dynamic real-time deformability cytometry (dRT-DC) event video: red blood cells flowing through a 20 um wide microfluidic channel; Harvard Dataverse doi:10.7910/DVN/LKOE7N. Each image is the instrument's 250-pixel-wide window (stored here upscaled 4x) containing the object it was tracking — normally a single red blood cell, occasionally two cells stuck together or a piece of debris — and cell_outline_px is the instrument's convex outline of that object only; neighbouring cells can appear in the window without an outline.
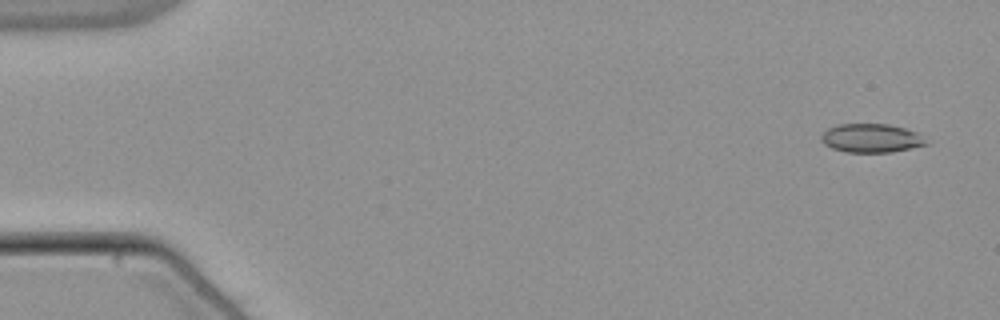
{"species": "common noctule bat (a hibernating species)", "species_latin": "Nyctalus noctula", "temperature_condition": "warm", "stored_images_in_passage": 53, "camera_frame_rate_fps": 3000, "um_per_image_px": 0.085, "animal": {"sex": "male", "body_mass_g": 21.5, "forearm_length_mm": 52.0}, "frame": {"image": 1, "passage_image": 2, "time_ms": 0.333, "image_size_px": [1000, 320], "cell_outline_px": [[928, 144], [892, 152], [844, 152], [832, 148], [824, 144], [820, 140], [820, 136], [828, 128], [836, 124], [888, 124], [904, 128], [916, 132]], "centroid_in_image_um": [73.99, 11.74], "position_along_channel_um": 11.0, "area_um2": 17.46}}
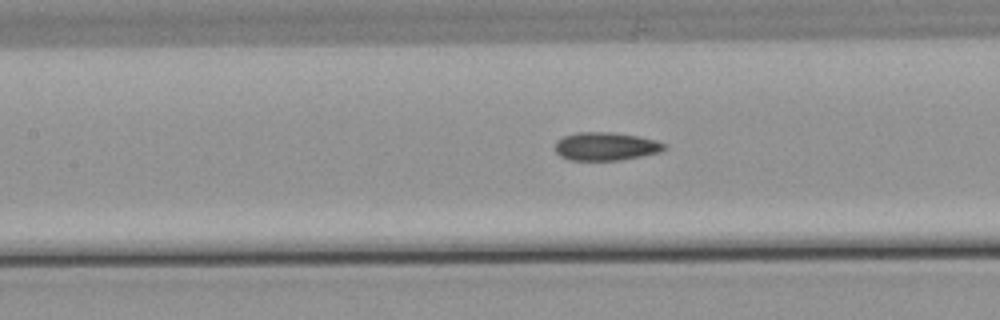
{"frame": {"image": 2, "passage_image": 24, "time_ms": 7.667, "image_size_px": [1000, 320], "cell_outline_px": [[668, 148], [660, 152], [620, 160], [572, 160], [560, 156], [556, 152], [556, 140], [564, 136], [576, 132], [612, 132], [636, 136], [656, 140], [668, 144]], "centroid_in_image_um": [51.52, 12.43], "position_along_channel_um": 155.9, "area_um2": 17.98}}
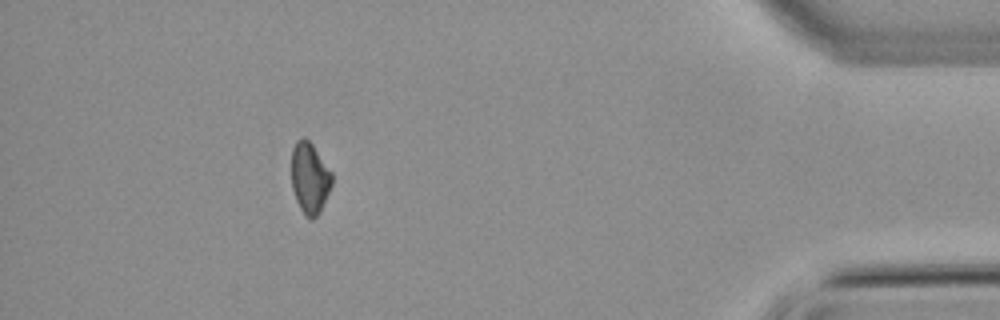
{"frame": {"image": 3, "passage_image": 48, "time_ms": 15.667, "image_size_px": [1000, 320], "cell_outline_px": [[332, 184], [320, 212], [312, 220], [300, 208], [296, 200], [292, 188], [292, 148], [296, 140], [304, 136], [312, 144], [332, 172]], "centroid_in_image_um": [26.33, 15.1], "position_along_channel_um": 408.9, "area_um2": 16.65}, "authors_computed_cell_mechanics": {"area_um2": 17.8024, "velocity_mm_per_s": 3.8398, "shape_relaxation_time_tau1_ms": null, "shape_relaxation_time_tau2_ms": 2.8229, "deformation_change_tau1": null, "deformation_change_tau2": 0.0681}}